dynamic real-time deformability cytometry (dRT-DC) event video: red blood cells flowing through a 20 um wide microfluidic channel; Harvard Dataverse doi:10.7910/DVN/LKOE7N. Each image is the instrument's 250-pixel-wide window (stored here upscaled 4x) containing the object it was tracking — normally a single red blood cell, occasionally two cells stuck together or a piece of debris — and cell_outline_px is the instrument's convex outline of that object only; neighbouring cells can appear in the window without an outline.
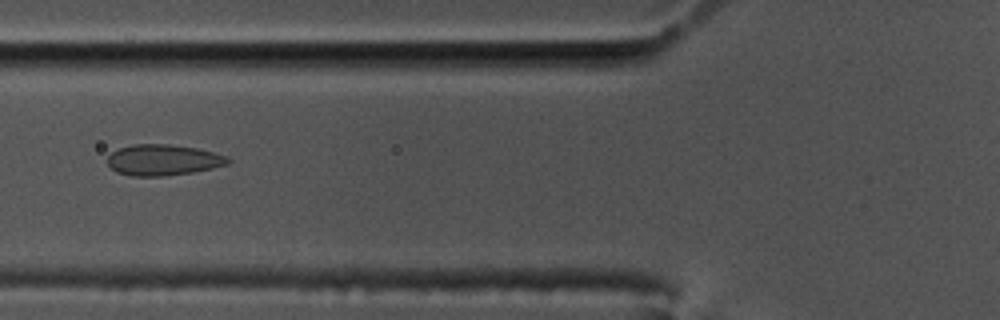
{"species": "common noctule bat (a hibernating species)", "species_latin": "Nyctalus noctula", "temperature_condition": "cold", "stored_images_in_passage": 58, "camera_frame_rate_fps": 3000, "um_per_image_px": 0.085, "animal": {"sex": "male", "body_mass_g": 17.5, "forearm_length_mm": 52.3}, "frame": {"image": 1, "passage_image": 22, "time_ms": 7.0, "image_size_px": [1000, 320], "cell_outline_px": [[232, 160], [228, 164], [212, 168], [192, 172], [164, 176], [132, 176], [116, 172], [108, 164], [108, 156], [116, 148], [132, 144], [168, 144], [196, 148], [228, 156]], "centroid_in_image_um": [13.85, 13.59], "position_along_channel_um": 111.9, "area_um2": 21.79}}
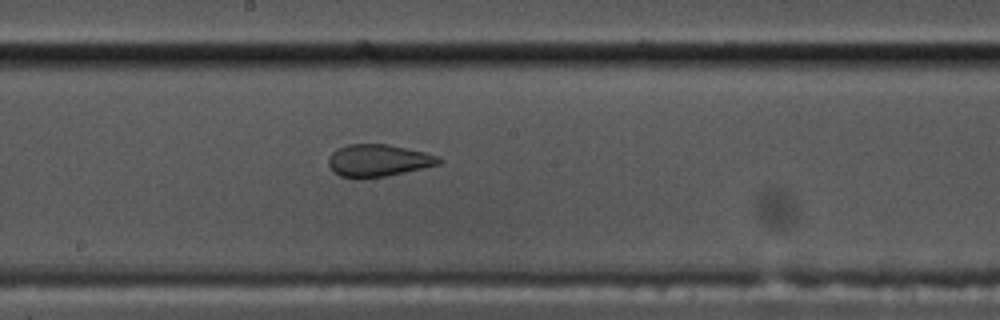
{"frame": {"image": 2, "passage_image": 31, "time_ms": 10.0, "image_size_px": [1000, 320], "cell_outline_px": [[444, 160], [440, 164], [424, 168], [384, 176], [356, 180], [340, 176], [332, 172], [328, 164], [328, 160], [332, 152], [348, 144], [388, 144], [424, 152], [440, 156]], "centroid_in_image_um": [32.15, 13.66], "position_along_channel_um": 216.1, "area_um2": 20.98}}
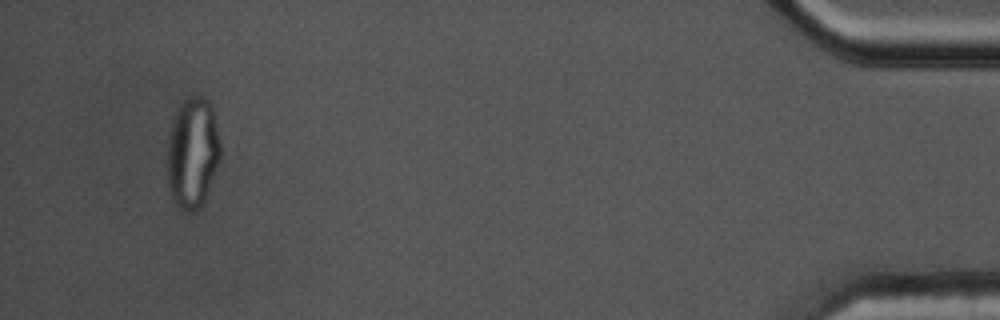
{"frame": {"image": 3, "passage_image": 55, "time_ms": 18.0, "image_size_px": [1000, 320], "cell_outline_px": [[220, 160], [200, 208], [192, 212], [184, 212], [172, 200], [168, 184], [168, 140], [172, 120], [180, 104], [188, 96], [196, 92], [204, 96], [208, 100], [212, 108], [220, 140]], "centroid_in_image_um": [16.37, 12.95], "position_along_channel_um": 418.8, "area_um2": 34.51}}